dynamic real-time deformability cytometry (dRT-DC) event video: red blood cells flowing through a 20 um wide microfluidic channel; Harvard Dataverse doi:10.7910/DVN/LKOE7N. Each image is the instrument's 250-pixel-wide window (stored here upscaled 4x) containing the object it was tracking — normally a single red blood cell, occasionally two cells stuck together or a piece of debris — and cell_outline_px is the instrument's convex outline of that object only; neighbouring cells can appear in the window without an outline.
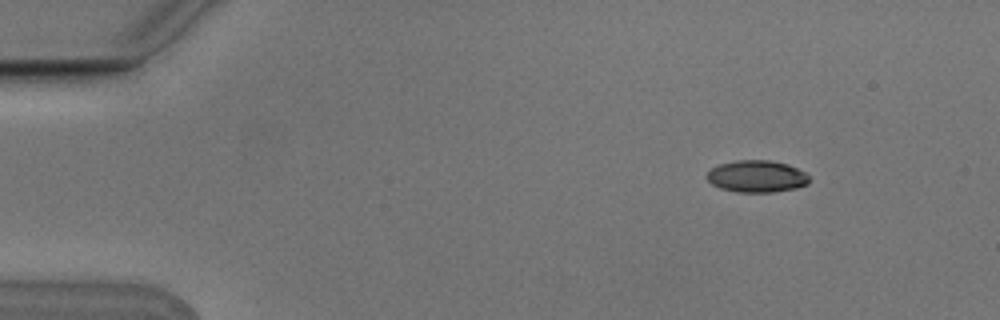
{"species": "Egyptian fruit bat (a non-hibernating species)", "species_latin": "Rousettus aegyptiacus", "temperature_condition": "cold", "stored_images_in_passage": 4, "camera_frame_rate_fps": 3000, "um_per_image_px": 0.085, "animal": {"sex": "male"}, "frame": {"image": 1, "passage_image": 1, "time_ms": 0.0, "image_size_px": [1000, 320], "cell_outline_px": [[808, 184], [796, 188], [772, 192], [736, 192], [720, 188], [712, 184], [704, 176], [712, 168], [720, 164], [736, 160], [768, 160], [788, 164], [804, 172], [808, 176]], "centroid_in_image_um": [64.3, 14.99], "position_along_channel_um": 20.7, "area_um2": 19.02}}
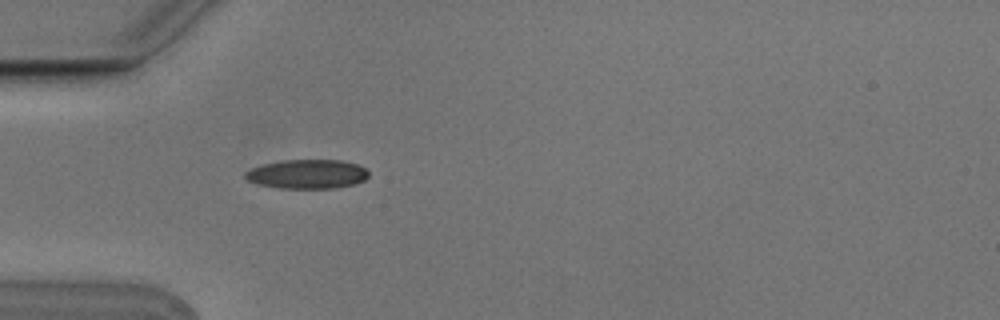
{"frame": {"image": 2, "passage_image": 4, "time_ms": 1.0, "image_size_px": [1000, 320], "cell_outline_px": [[368, 176], [364, 180], [352, 184], [332, 188], [280, 188], [260, 184], [248, 180], [244, 176], [244, 172], [260, 164], [280, 160], [340, 160], [360, 164], [368, 172]], "centroid_in_image_um": [26.1, 14.78], "position_along_channel_um": 58.9, "area_um2": 20.92}}